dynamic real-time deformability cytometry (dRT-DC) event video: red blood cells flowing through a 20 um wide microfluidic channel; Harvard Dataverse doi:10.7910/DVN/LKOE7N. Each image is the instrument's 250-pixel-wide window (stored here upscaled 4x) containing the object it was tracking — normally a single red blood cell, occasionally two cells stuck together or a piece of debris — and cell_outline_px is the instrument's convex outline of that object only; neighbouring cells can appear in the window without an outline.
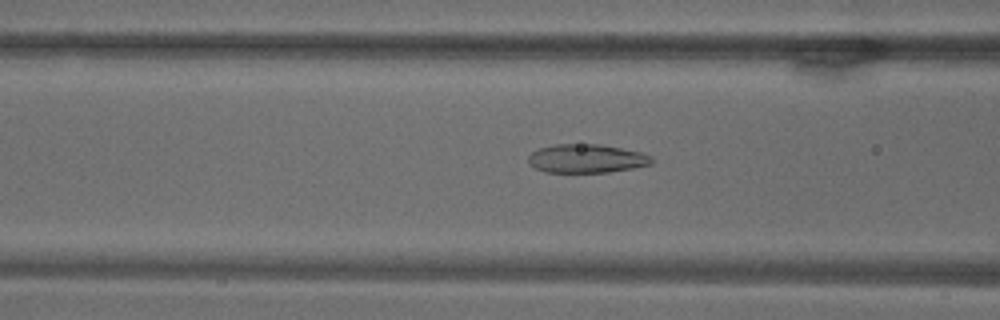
{"species": "common noctule bat (a hibernating species)", "species_latin": "Nyctalus noctula", "temperature_condition": "warm", "stored_images_in_passage": 65, "camera_frame_rate_fps": 3000, "um_per_image_px": 0.085, "animal": {"sex": "male", "body_mass_g": 18.8}, "frame": {"image": 1, "passage_image": 23, "time_ms": 7.333, "image_size_px": [1000, 320], "cell_outline_px": [[652, 164], [632, 168], [608, 172], [544, 172], [536, 168], [528, 160], [528, 156], [532, 152], [540, 148], [556, 144], [600, 144], [640, 152], [652, 156]], "centroid_in_image_um": [49.86, 13.47], "position_along_channel_um": 116.7, "area_um2": 20.4}}
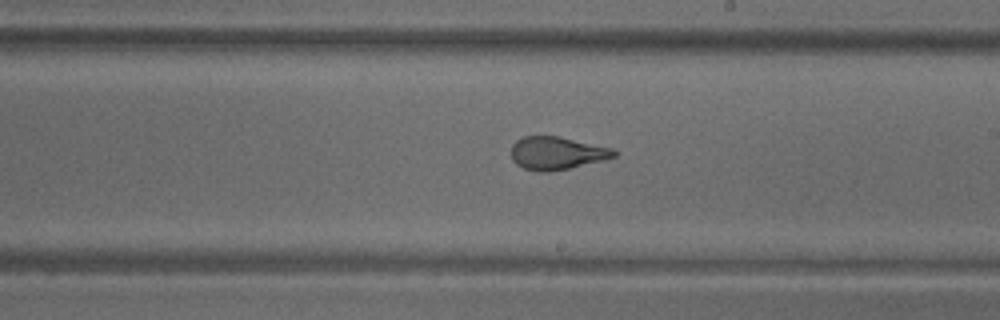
{"frame": {"image": 2, "passage_image": 36, "time_ms": 11.667, "image_size_px": [1000, 320], "cell_outline_px": [[616, 156], [568, 168], [548, 172], [536, 172], [524, 168], [516, 164], [512, 160], [512, 144], [516, 140], [524, 136], [556, 136], [612, 148], [616, 152]], "centroid_in_image_um": [47.26, 13.02], "position_along_channel_um": 241.7, "area_um2": 19.36}}
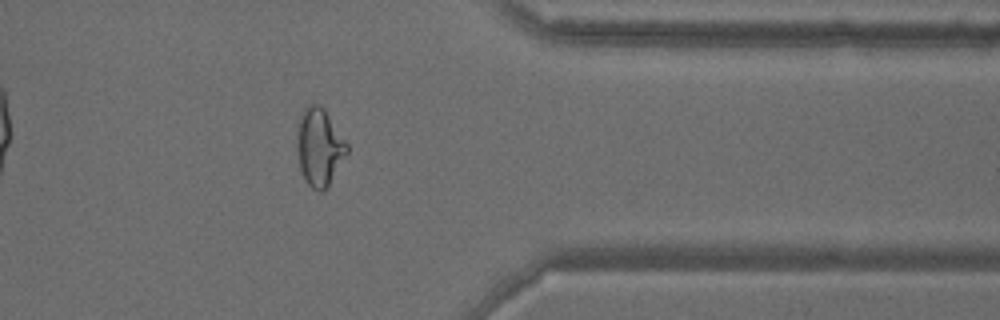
{"frame": {"image": 3, "passage_image": 52, "time_ms": 17.0, "image_size_px": [1000, 320], "cell_outline_px": [[348, 152], [324, 192], [320, 192], [312, 188], [304, 180], [300, 168], [296, 148], [296, 124], [304, 108], [308, 104], [320, 104], [324, 108], [348, 144]], "centroid_in_image_um": [27.11, 12.48], "position_along_channel_um": 384.3, "area_um2": 22.89}}